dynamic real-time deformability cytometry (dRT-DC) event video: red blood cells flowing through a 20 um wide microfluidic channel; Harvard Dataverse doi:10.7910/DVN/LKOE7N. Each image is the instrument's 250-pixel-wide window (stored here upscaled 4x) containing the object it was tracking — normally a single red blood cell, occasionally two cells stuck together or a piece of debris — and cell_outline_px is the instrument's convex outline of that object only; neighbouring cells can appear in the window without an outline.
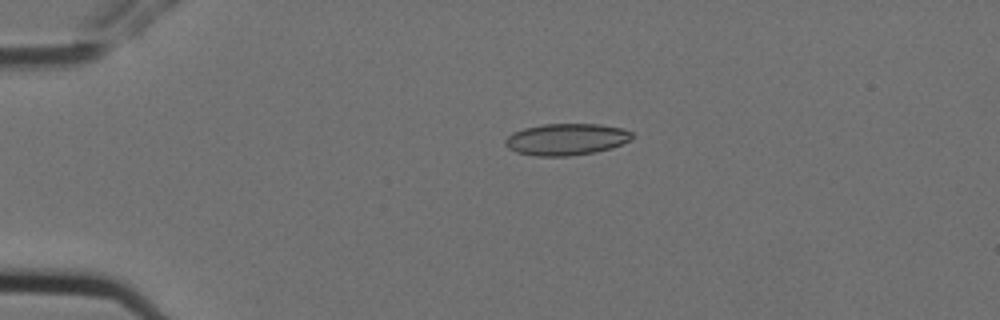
{"species": "Egyptian fruit bat (a non-hibernating species)", "species_latin": "Rousettus aegyptiacus", "temperature_condition": "cold", "stored_images_in_passage": 5, "camera_frame_rate_fps": 3000, "um_per_image_px": 0.085, "animal": {"sex": "female"}, "frame": {"image": 1, "passage_image": 3, "time_ms": 0.667, "image_size_px": [1000, 320], "cell_outline_px": [[632, 136], [628, 140], [612, 148], [592, 152], [568, 156], [536, 156], [516, 152], [508, 148], [504, 144], [504, 140], [512, 132], [524, 128], [544, 124], [600, 124], [624, 128], [632, 132]], "centroid_in_image_um": [48.1, 11.83], "position_along_channel_um": 36.9, "area_um2": 23.35}}
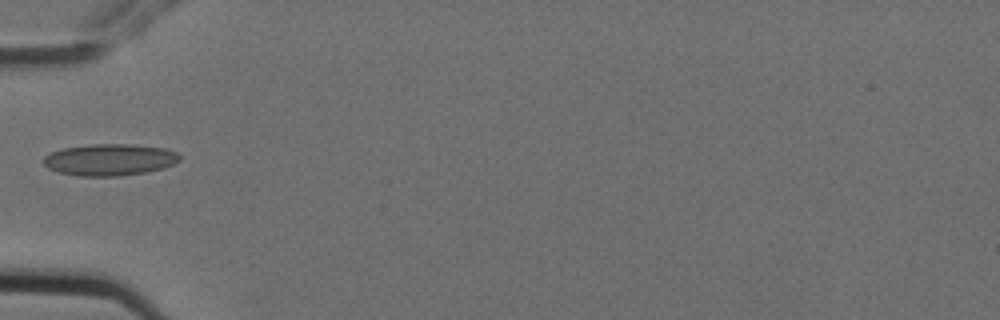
{"frame": {"image": 2, "passage_image": 5, "time_ms": 1.333, "image_size_px": [1000, 320], "cell_outline_px": [[180, 160], [164, 168], [148, 172], [120, 176], [76, 176], [56, 172], [48, 168], [40, 160], [44, 156], [52, 152], [64, 148], [92, 144], [132, 144], [164, 148], [176, 152], [180, 156]], "centroid_in_image_um": [9.29, 13.58], "position_along_channel_um": 75.7, "area_um2": 25.37}}